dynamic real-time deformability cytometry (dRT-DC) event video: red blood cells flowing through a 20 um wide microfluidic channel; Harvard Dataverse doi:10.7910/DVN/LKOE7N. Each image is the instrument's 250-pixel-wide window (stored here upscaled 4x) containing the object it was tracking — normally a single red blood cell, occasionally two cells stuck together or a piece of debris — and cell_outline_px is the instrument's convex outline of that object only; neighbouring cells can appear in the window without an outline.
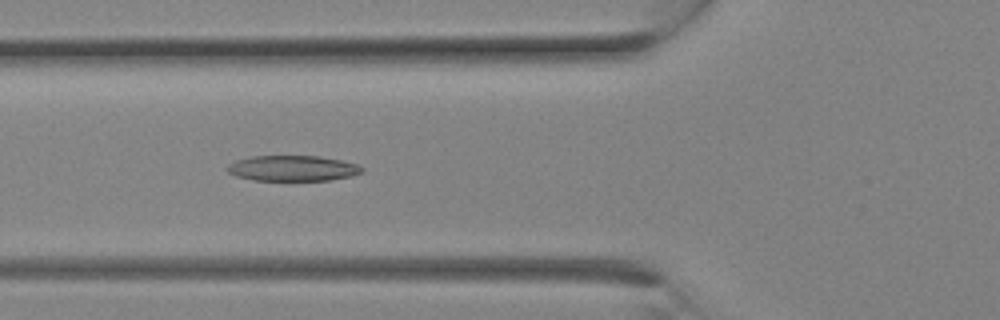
{"species": "Egyptian fruit bat (a non-hibernating species)", "species_latin": "Rousettus aegyptiacus", "temperature_condition": "room temperature", "stored_images_in_passage": 26, "camera_frame_rate_fps": 3000, "um_per_image_px": 0.085, "animal": {"sex": "female"}, "frame": {"image": 1, "passage_image": 9, "time_ms": 2.667, "image_size_px": [1000, 320], "cell_outline_px": [[364, 172], [352, 176], [332, 180], [252, 180], [236, 176], [228, 172], [224, 168], [228, 164], [236, 160], [252, 156], [320, 156], [340, 160], [356, 164], [364, 168]], "centroid_in_image_um": [24.87, 14.3], "position_along_channel_um": 100.9, "area_um2": 20.17}}
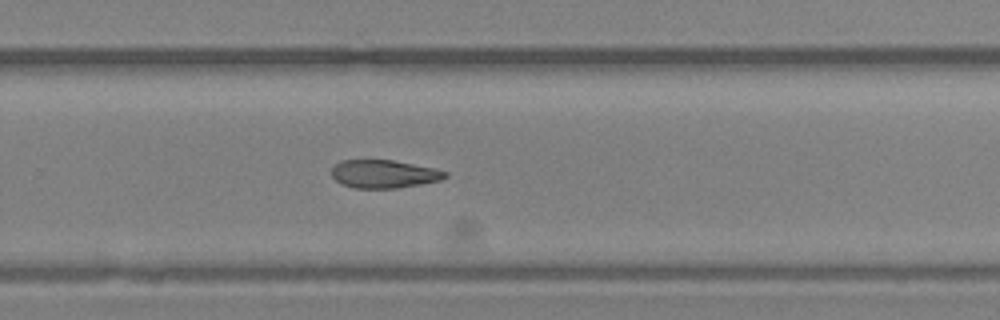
{"frame": {"image": 2, "passage_image": 17, "time_ms": 5.333, "image_size_px": [1000, 320], "cell_outline_px": [[448, 176], [440, 180], [420, 184], [396, 188], [352, 188], [336, 180], [332, 176], [332, 168], [340, 160], [392, 160], [432, 168], [448, 172]], "centroid_in_image_um": [32.62, 14.79], "position_along_channel_um": 297.2, "area_um2": 18.38}}
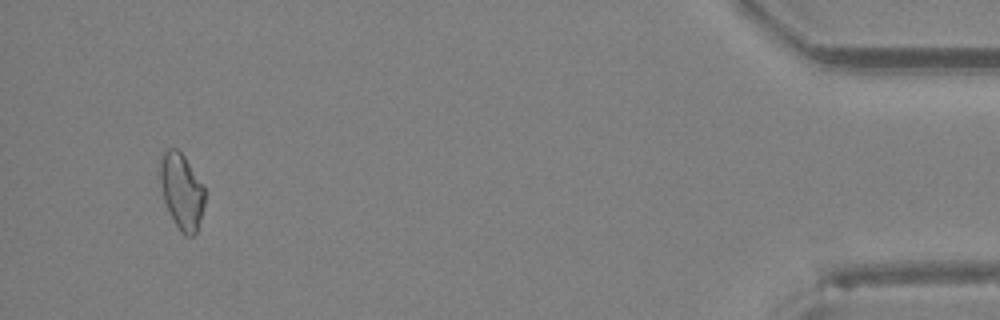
{"frame": {"image": 3, "passage_image": 25, "time_ms": 8.0, "image_size_px": [1000, 320], "cell_outline_px": [[204, 204], [200, 220], [196, 232], [192, 236], [184, 236], [180, 232], [164, 200], [160, 180], [160, 156], [168, 148], [176, 148], [184, 156], [204, 188]], "centroid_in_image_um": [15.43, 16.25], "position_along_channel_um": 419.8, "area_um2": 19.31}}